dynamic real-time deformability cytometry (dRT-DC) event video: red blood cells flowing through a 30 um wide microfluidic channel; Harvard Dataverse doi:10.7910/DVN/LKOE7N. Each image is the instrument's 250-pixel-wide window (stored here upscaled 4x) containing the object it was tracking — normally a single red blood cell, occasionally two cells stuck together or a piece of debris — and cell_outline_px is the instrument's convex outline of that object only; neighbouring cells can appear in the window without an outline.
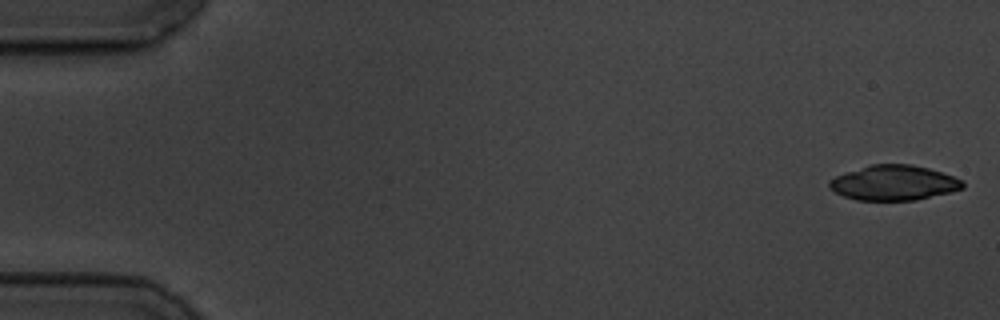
{"species": "common noctule bat (a hibernating species)", "species_latin": "Nyctalus noctula", "temperature_condition": "cold", "stored_images_in_passage": 57, "camera_frame_rate_fps": 3000, "um_per_image_px": 0.085, "animal": {"sex": "male", "body_mass_g": 19.5, "forearm_length_mm": 54.6}, "frame": {"image": 1, "passage_image": 1, "time_ms": 0.0, "image_size_px": [1000, 320], "cell_outline_px": [[964, 188], [952, 192], [916, 200], [856, 200], [844, 196], [828, 188], [828, 180], [844, 172], [872, 164], [912, 164], [928, 168], [964, 180]], "centroid_in_image_um": [75.97, 15.54], "position_along_channel_um": 9.0, "area_um2": 27.34}}
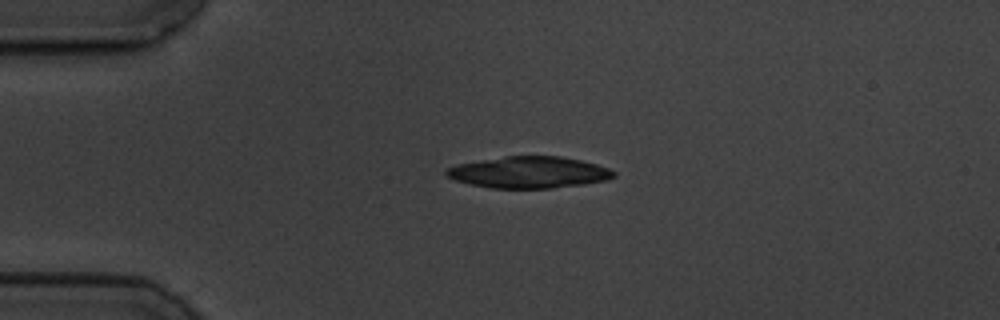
{"frame": {"image": 2, "passage_image": 13, "time_ms": 4.0, "image_size_px": [1000, 320], "cell_outline_px": [[616, 176], [608, 180], [584, 184], [552, 188], [492, 188], [472, 184], [456, 180], [448, 176], [444, 172], [448, 168], [456, 164], [504, 156], [560, 156], [580, 160], [596, 164], [608, 168], [616, 172]], "centroid_in_image_um": [44.99, 14.64], "position_along_channel_um": 40.0, "area_um2": 30.69}}